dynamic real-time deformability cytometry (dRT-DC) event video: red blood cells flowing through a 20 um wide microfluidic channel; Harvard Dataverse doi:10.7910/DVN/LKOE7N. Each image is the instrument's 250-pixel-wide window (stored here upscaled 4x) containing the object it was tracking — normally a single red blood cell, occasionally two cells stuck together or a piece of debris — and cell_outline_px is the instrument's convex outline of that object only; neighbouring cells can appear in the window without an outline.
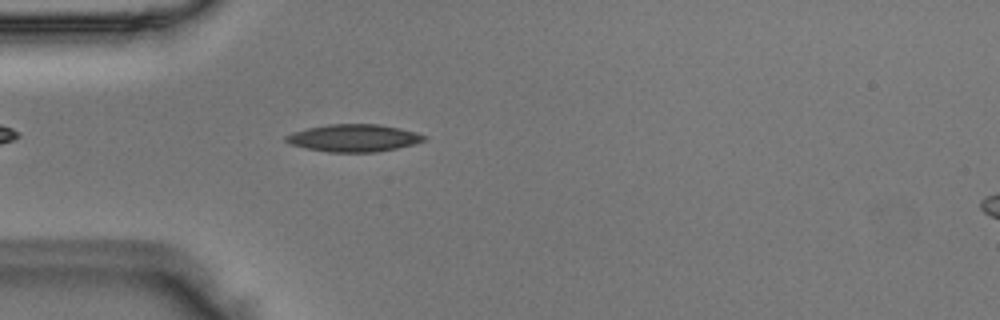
{"species": "Egyptian fruit bat (a non-hibernating species)", "species_latin": "Rousettus aegyptiacus", "temperature_condition": "room temperature", "stored_images_in_passage": 42, "camera_frame_rate_fps": 3000, "um_per_image_px": 0.085, "animal": {"sex": "male"}, "frame": {"image": 1, "passage_image": 6, "time_ms": 1.667, "image_size_px": [1000, 320], "cell_outline_px": [[428, 140], [396, 148], [376, 152], [328, 152], [308, 148], [292, 144], [284, 140], [284, 136], [292, 132], [308, 128], [328, 124], [380, 124], [416, 132], [428, 136]], "centroid_in_image_um": [30.09, 11.72], "position_along_channel_um": 54.9, "area_um2": 21.96}}
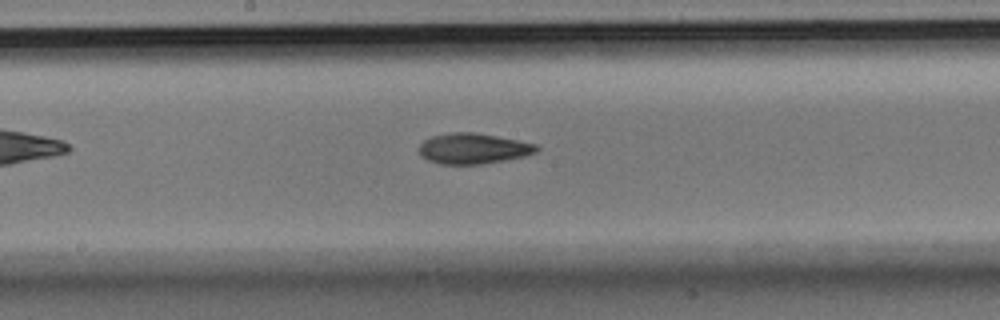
{"frame": {"image": 2, "passage_image": 18, "time_ms": 5.667, "image_size_px": [1000, 320], "cell_outline_px": [[540, 148], [536, 152], [524, 156], [504, 160], [480, 164], [440, 164], [428, 160], [420, 156], [420, 144], [424, 140], [432, 136], [452, 132], [472, 132], [496, 136], [536, 144]], "centroid_in_image_um": [40.2, 12.63], "position_along_channel_um": 208.0, "area_um2": 20.75}}
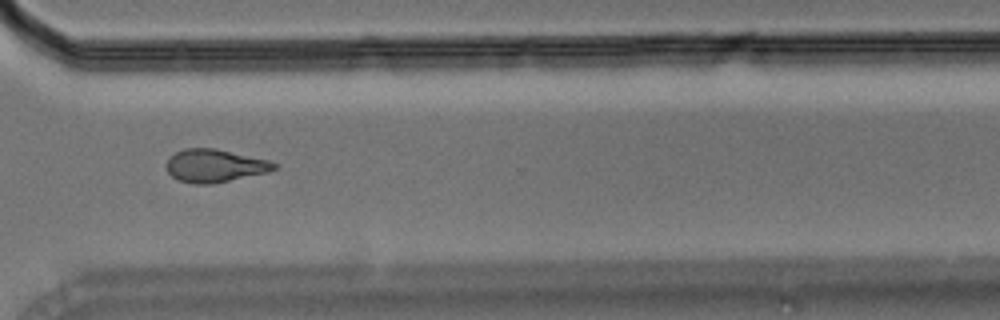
{"frame": {"image": 3, "passage_image": 29, "time_ms": 9.333, "image_size_px": [1000, 320], "cell_outline_px": [[276, 168], [268, 172], [212, 184], [196, 184], [180, 180], [172, 176], [168, 172], [168, 160], [176, 152], [184, 148], [216, 148], [268, 160], [276, 164]], "centroid_in_image_um": [18.27, 14.08], "position_along_channel_um": 352.3, "area_um2": 20.35}}